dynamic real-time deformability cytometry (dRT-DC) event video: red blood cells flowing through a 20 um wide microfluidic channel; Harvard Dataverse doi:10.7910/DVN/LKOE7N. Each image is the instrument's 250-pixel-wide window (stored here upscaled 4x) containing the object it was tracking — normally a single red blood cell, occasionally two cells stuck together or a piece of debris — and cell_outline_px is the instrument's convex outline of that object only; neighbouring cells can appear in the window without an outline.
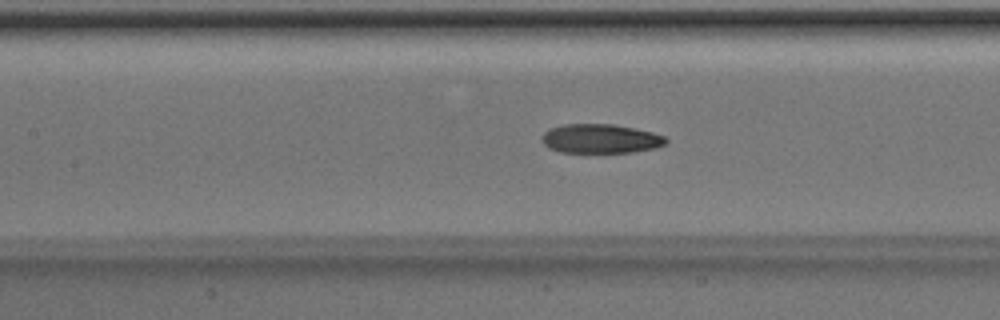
{"species": "Egyptian fruit bat (a non-hibernating species)", "species_latin": "Rousettus aegyptiacus", "temperature_condition": "room temperature", "stored_images_in_passage": 51, "camera_frame_rate_fps": 3000, "um_per_image_px": 0.085, "animal": {"sex": "male"}, "frame": {"image": 1, "passage_image": 23, "time_ms": 7.333, "image_size_px": [1000, 320], "cell_outline_px": [[668, 140], [664, 144], [656, 148], [632, 152], [560, 152], [548, 148], [540, 140], [540, 136], [548, 128], [564, 124], [612, 124], [652, 132], [664, 136]], "centroid_in_image_um": [50.99, 11.78], "position_along_channel_um": 156.4, "area_um2": 21.15}}
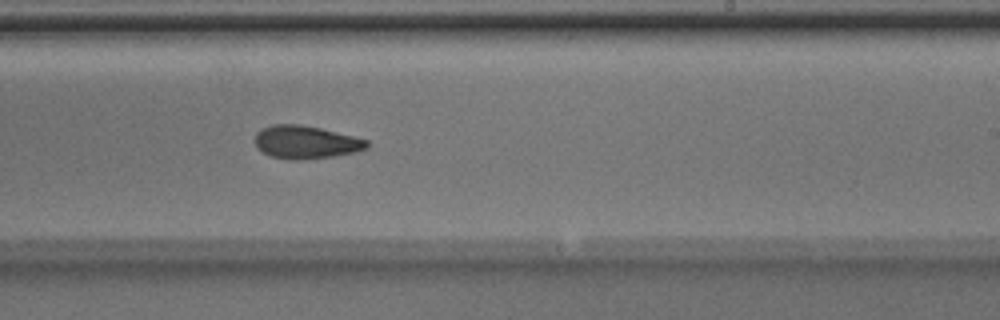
{"frame": {"image": 2, "passage_image": 31, "time_ms": 10.0, "image_size_px": [1000, 320], "cell_outline_px": [[368, 148], [356, 152], [332, 156], [296, 160], [288, 160], [272, 156], [256, 148], [256, 132], [260, 128], [272, 124], [300, 124], [320, 128], [368, 140]], "centroid_in_image_um": [25.97, 12.08], "position_along_channel_um": 263.0, "area_um2": 21.44}}
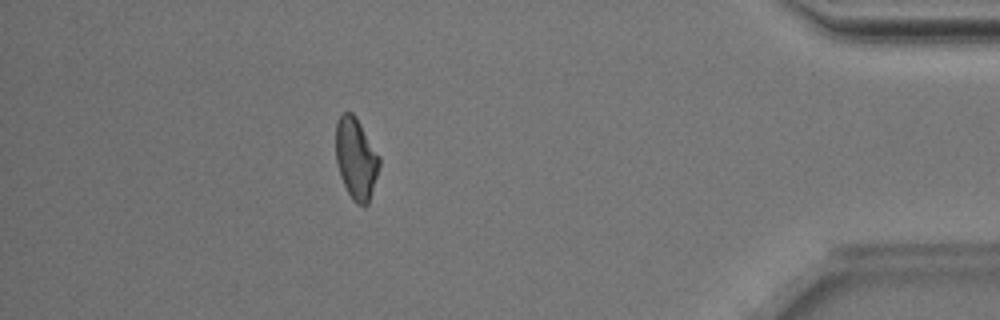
{"frame": {"image": 3, "passage_image": 45, "time_ms": 14.667, "image_size_px": [1000, 320], "cell_outline_px": [[380, 164], [368, 204], [356, 204], [352, 200], [340, 176], [336, 160], [336, 124], [340, 116], [344, 112], [352, 112], [356, 116], [380, 156]], "centroid_in_image_um": [30.26, 13.46], "position_along_channel_um": 404.9, "area_um2": 20.52}, "authors_computed_cell_mechanics": {"area_um2": 21.1548, "velocity_mm_per_s": 4.0194, "shape_relaxation_time_tau1_ms": 4.905, "shape_relaxation_time_tau2_ms": 3.2691, "deformation_change_tau1": 0.1491, "deformation_change_tau2": 0.1027}}